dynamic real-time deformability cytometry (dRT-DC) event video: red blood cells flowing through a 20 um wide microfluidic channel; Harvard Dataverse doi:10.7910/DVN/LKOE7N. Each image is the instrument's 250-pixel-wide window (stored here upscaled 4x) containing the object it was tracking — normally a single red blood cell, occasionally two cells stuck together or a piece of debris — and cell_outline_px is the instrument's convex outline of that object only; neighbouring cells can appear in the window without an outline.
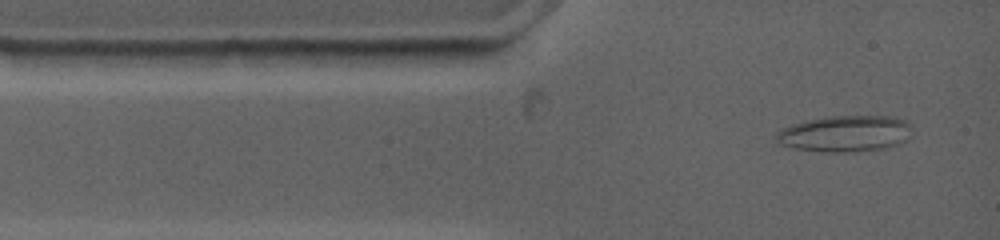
{"species": "common noctule bat (a hibernating species)", "species_latin": "Nyctalus noctula", "temperature_condition": "warm", "stored_images_in_passage": 3, "camera_frame_rate_fps": 4500, "um_per_image_px": 0.085, "animal": {"sex": "female", "body_mass_g": 19.0, "forearm_length_mm": 53.3}, "frame": {"image": 1, "passage_image": 1, "time_ms": 0.0, "image_size_px": [1000, 240], "cell_outline_px": [[908, 124], [900, 140], [892, 144], [880, 148], [796, 148], [784, 144], [776, 140], [776, 132], [792, 124], [808, 120], [832, 116], [888, 116], [904, 120]], "centroid_in_image_um": [71.71, 11.26], "position_along_channel_um": 13.3, "area_um2": 25.72}}